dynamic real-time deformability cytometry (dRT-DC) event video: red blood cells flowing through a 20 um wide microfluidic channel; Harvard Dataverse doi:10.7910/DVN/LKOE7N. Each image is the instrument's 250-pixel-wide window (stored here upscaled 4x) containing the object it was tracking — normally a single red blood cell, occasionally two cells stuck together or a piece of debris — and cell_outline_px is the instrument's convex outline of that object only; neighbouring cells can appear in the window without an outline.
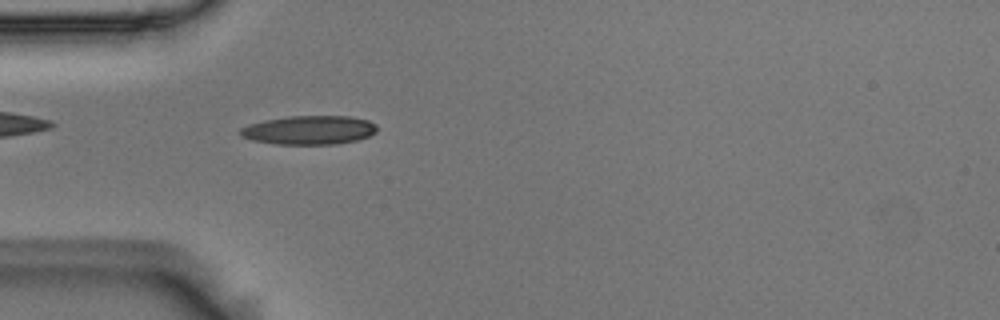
{"species": "Egyptian fruit bat (a non-hibernating species)", "species_latin": "Rousettus aegyptiacus", "temperature_condition": "room temperature", "stored_images_in_passage": 2, "camera_frame_rate_fps": 3000, "um_per_image_px": 0.085, "animal": {"sex": "male"}, "frame": {"image": 1, "passage_image": 2, "time_ms": 0.333, "image_size_px": [1000, 320], "cell_outline_px": [[376, 132], [368, 136], [356, 140], [336, 144], [276, 144], [252, 140], [240, 136], [240, 128], [248, 124], [264, 120], [288, 116], [348, 116], [368, 120], [376, 124]], "centroid_in_image_um": [26.25, 11.05], "position_along_channel_um": 58.7, "area_um2": 23.0}}